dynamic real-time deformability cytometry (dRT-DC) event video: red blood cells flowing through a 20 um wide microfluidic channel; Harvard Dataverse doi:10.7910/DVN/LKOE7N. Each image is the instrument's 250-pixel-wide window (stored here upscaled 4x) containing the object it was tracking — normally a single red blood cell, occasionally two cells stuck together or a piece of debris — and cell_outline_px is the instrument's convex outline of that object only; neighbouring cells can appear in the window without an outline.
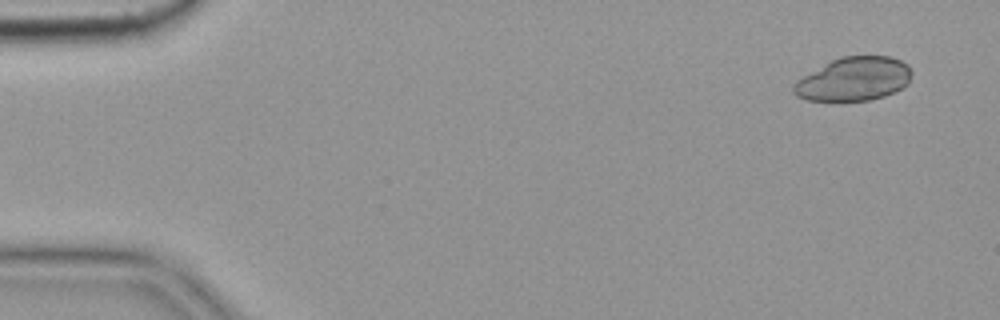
{"species": "common noctule bat (a hibernating species)", "species_latin": "Nyctalus noctula", "temperature_condition": "cold", "stored_images_in_passage": 6, "camera_frame_rate_fps": 3000, "um_per_image_px": 0.085, "animal": {"sex": "female", "body_mass_g": 19.9}, "frame": {"image": 1, "passage_image": 1, "time_ms": 0.0, "image_size_px": [1000, 320], "cell_outline_px": [[912, 72], [908, 84], [884, 96], [868, 100], [840, 104], [804, 100], [796, 96], [792, 92], [792, 84], [796, 80], [832, 60], [844, 56], [892, 56], [908, 64]], "centroid_in_image_um": [72.52, 6.77], "position_along_channel_um": 12.5, "area_um2": 30.81}}